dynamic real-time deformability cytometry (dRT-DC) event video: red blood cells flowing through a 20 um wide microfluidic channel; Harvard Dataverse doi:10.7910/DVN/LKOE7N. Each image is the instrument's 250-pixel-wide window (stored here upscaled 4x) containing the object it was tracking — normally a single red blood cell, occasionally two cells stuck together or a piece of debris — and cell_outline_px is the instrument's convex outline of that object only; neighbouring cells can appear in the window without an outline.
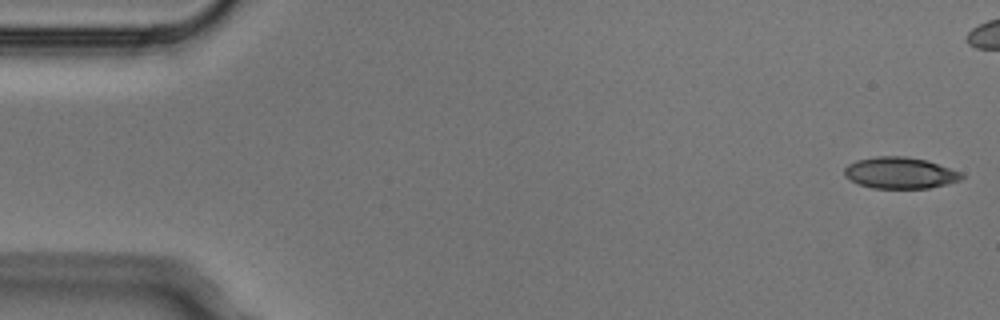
{"species": "Egyptian fruit bat (a non-hibernating species)", "species_latin": "Rousettus aegyptiacus", "temperature_condition": "cold", "stored_images_in_passage": 8, "camera_frame_rate_fps": 3000, "um_per_image_px": 0.085, "animal": {"sex": "male"}, "frame": {"image": 1, "passage_image": 1, "time_ms": 0.0, "image_size_px": [1000, 320], "cell_outline_px": [[964, 176], [960, 180], [948, 184], [928, 188], [872, 188], [860, 184], [844, 176], [844, 168], [848, 164], [856, 160], [876, 156], [904, 156], [928, 160], [960, 172]], "centroid_in_image_um": [76.5, 14.69], "position_along_channel_um": 8.5, "area_um2": 21.44}}
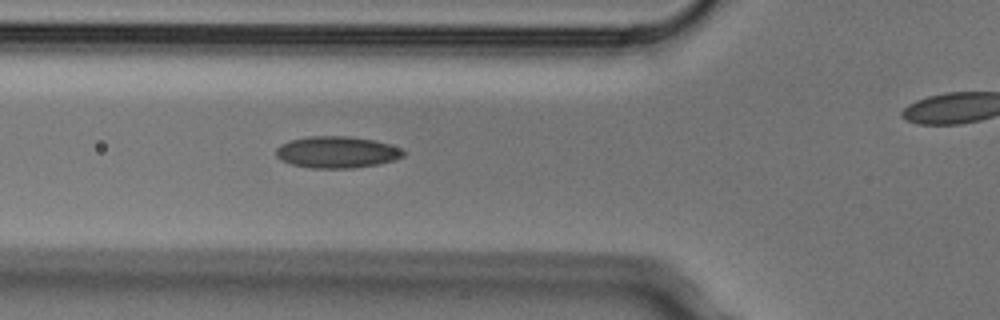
{"frame": {"image": 2, "passage_image": 6, "time_ms": 1.667, "image_size_px": [1000, 320], "cell_outline_px": [[404, 156], [396, 160], [380, 164], [356, 168], [312, 168], [292, 164], [280, 160], [276, 156], [276, 148], [280, 144], [288, 140], [308, 136], [348, 136], [376, 140], [400, 148], [404, 152]], "centroid_in_image_um": [28.63, 12.93], "position_along_channel_um": 97.2, "area_um2": 23.76}}
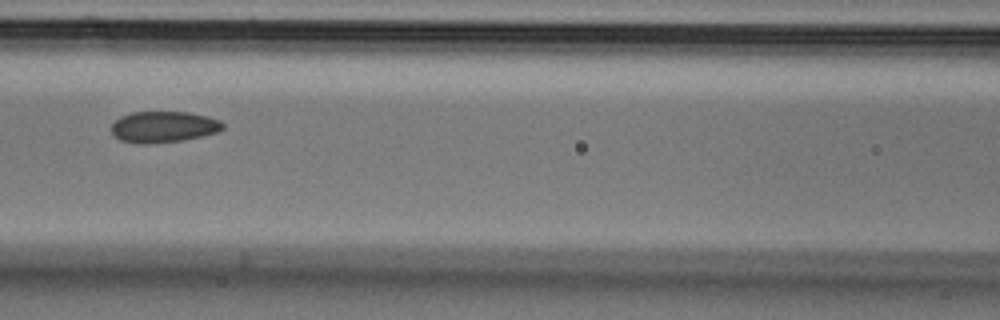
{"frame": {"image": 3, "passage_image": 8, "time_ms": 2.333, "image_size_px": [1000, 320], "cell_outline_px": [[224, 128], [220, 132], [184, 140], [148, 144], [136, 144], [120, 140], [112, 136], [112, 124], [120, 116], [132, 112], [188, 112], [208, 116], [220, 120], [224, 124]], "centroid_in_image_um": [13.91, 10.79], "position_along_channel_um": 152.7, "area_um2": 20.58}}